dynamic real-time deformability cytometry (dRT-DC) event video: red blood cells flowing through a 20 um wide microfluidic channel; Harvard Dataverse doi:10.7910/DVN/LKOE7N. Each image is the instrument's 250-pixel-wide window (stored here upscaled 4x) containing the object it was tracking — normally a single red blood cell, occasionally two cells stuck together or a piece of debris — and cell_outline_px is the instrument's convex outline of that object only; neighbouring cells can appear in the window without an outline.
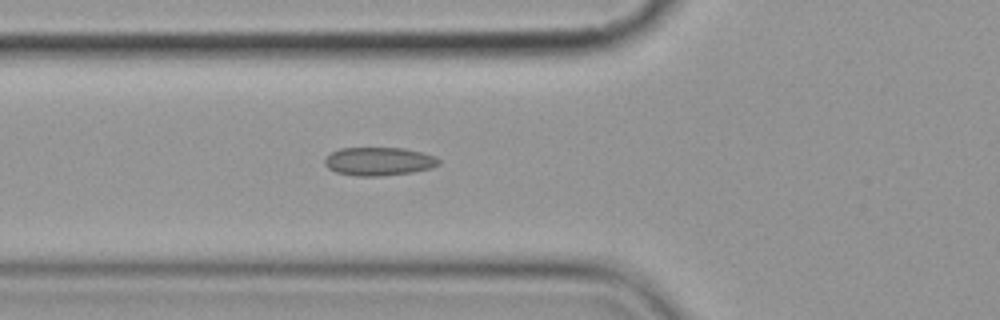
{"species": "common noctule bat (a hibernating species)", "species_latin": "Nyctalus noctula", "temperature_condition": "cold", "stored_images_in_passage": 6, "camera_frame_rate_fps": 3000, "um_per_image_px": 0.085, "animal": {"sex": "female", "body_mass_g": 19.9}, "frame": {"image": 1, "passage_image": 6, "time_ms": 6.0, "image_size_px": [1000, 320], "cell_outline_px": [[440, 164], [428, 168], [412, 172], [380, 176], [356, 176], [336, 172], [328, 168], [324, 164], [324, 160], [332, 152], [340, 148], [404, 148], [436, 156], [440, 160]], "centroid_in_image_um": [32.19, 13.71], "position_along_channel_um": 93.6, "area_um2": 18.73}}